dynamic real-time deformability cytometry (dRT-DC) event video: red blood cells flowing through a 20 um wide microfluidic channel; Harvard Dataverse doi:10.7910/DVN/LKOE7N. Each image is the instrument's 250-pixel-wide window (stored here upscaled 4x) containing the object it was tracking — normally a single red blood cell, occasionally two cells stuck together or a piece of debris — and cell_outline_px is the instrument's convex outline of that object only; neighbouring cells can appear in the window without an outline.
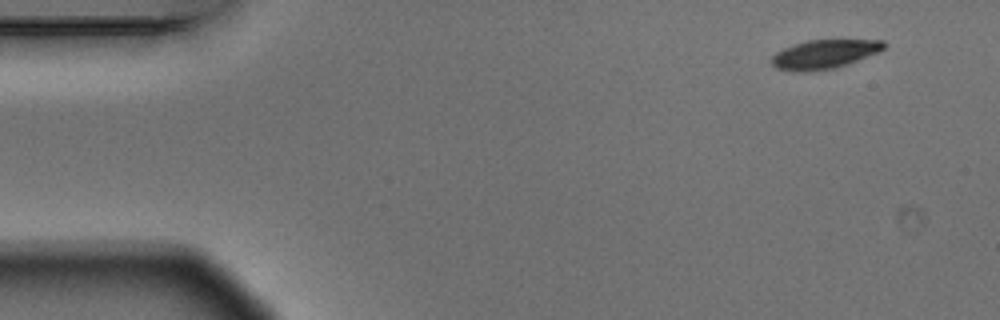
{"species": "Egyptian fruit bat (a non-hibernating species)", "species_latin": "Rousettus aegyptiacus", "temperature_condition": "warm", "stored_images_in_passage": 3, "camera_frame_rate_fps": 3000, "um_per_image_px": 0.085, "animal": {"sex": "male"}, "frame": {"image": 1, "passage_image": 1, "time_ms": 0.0, "image_size_px": [1000, 320], "cell_outline_px": [[888, 44], [880, 52], [836, 68], [808, 72], [796, 72], [776, 68], [768, 60], [776, 52], [792, 44], [808, 40], [884, 40]], "centroid_in_image_um": [70.06, 4.61], "position_along_channel_um": 14.9, "area_um2": 19.25}}
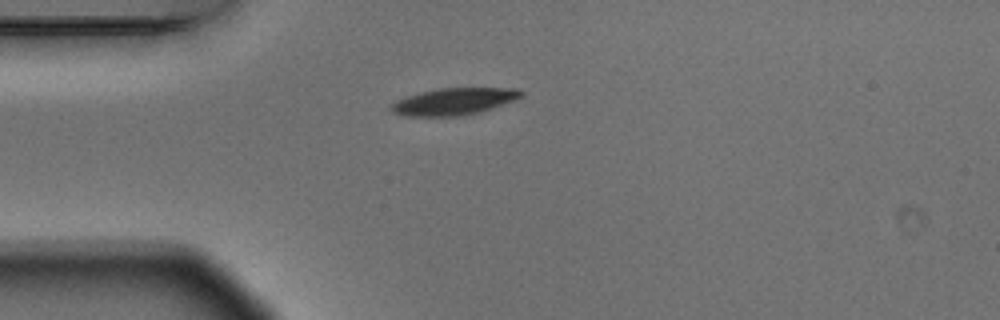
{"frame": {"image": 2, "passage_image": 3, "time_ms": 0.667, "image_size_px": [1000, 320], "cell_outline_px": [[524, 96], [516, 100], [480, 112], [464, 116], [408, 116], [392, 112], [392, 104], [408, 96], [420, 92], [440, 88], [520, 88], [524, 92]], "centroid_in_image_um": [38.69, 8.62], "position_along_channel_um": 46.3, "area_um2": 20.35}}